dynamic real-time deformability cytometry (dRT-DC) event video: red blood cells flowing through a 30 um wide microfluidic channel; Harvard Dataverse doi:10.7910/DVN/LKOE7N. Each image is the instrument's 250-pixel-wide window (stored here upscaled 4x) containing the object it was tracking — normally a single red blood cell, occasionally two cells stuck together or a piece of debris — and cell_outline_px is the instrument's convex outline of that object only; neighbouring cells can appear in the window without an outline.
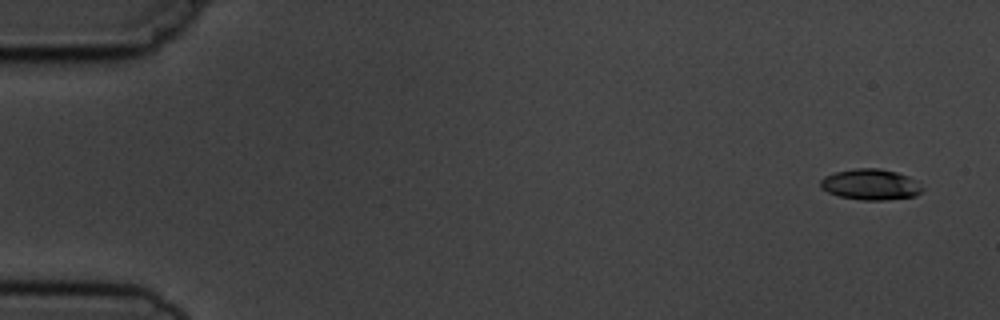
{"species": "common noctule bat (a hibernating species)", "species_latin": "Nyctalus noctula", "temperature_condition": "cold", "stored_images_in_passage": 5, "camera_frame_rate_fps": 3000, "um_per_image_px": 0.085, "animal": {"sex": "male", "body_mass_g": 19.5, "forearm_length_mm": 54.6}, "frame": {"image": 1, "passage_image": 1, "time_ms": 0.0, "image_size_px": [1000, 320], "cell_outline_px": [[924, 188], [916, 196], [884, 200], [860, 200], [840, 196], [828, 192], [820, 188], [820, 180], [824, 176], [836, 172], [856, 168], [880, 168], [896, 172], [908, 176], [916, 180]], "centroid_in_image_um": [74.0, 15.68], "position_along_channel_um": 11.0, "area_um2": 18.38}}
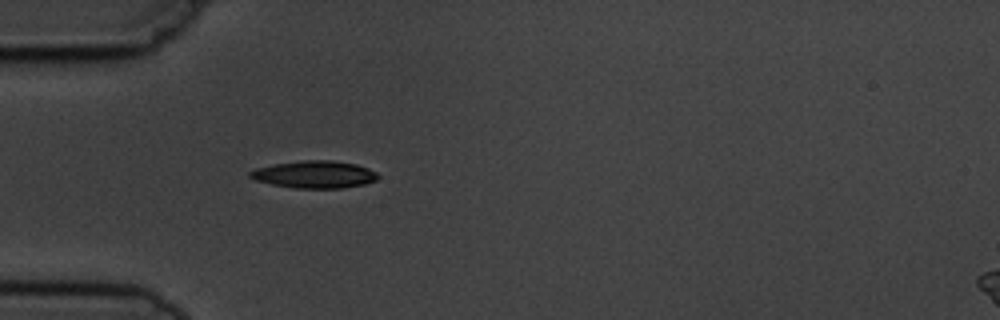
{"frame": {"image": 2, "passage_image": 5, "time_ms": 4.667, "image_size_px": [1000, 320], "cell_outline_px": [[380, 176], [376, 180], [364, 184], [340, 188], [296, 188], [272, 184], [256, 180], [248, 176], [248, 172], [256, 168], [276, 164], [304, 160], [332, 160], [356, 164], [368, 168], [376, 172]], "centroid_in_image_um": [26.75, 14.82], "position_along_channel_um": 58.3, "area_um2": 20.23}}